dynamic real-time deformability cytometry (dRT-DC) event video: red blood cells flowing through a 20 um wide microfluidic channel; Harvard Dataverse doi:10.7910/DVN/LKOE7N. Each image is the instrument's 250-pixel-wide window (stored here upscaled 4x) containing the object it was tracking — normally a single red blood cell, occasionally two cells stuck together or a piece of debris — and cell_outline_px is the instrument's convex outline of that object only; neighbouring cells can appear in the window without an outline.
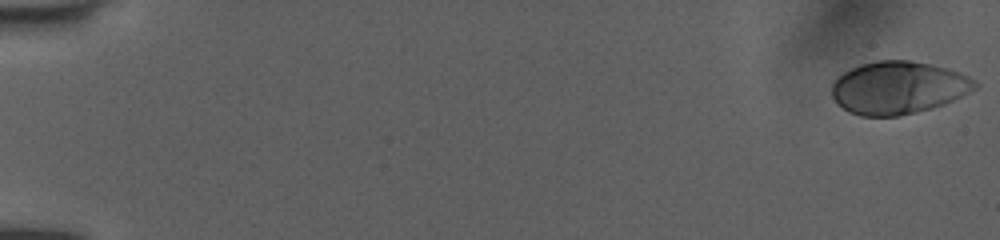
{"species": "human", "species_latin": "Homo sapiens", "temperature_condition": "room temperature", "stored_images_in_passage": 52, "camera_frame_rate_fps": 3000, "um_per_image_px": 0.085, "donor": {"sex": "female"}, "frame": {"image": 1, "passage_image": 1, "time_ms": 0.0, "image_size_px": [1000, 240], "cell_outline_px": [[980, 84], [976, 88], [944, 104], [932, 108], [900, 116], [860, 116], [848, 112], [832, 96], [832, 84], [844, 72], [860, 64], [876, 60], [908, 60], [948, 68], [960, 72], [968, 76]], "centroid_in_image_um": [76.36, 7.45], "position_along_channel_um": 8.6, "area_um2": 43.75}}
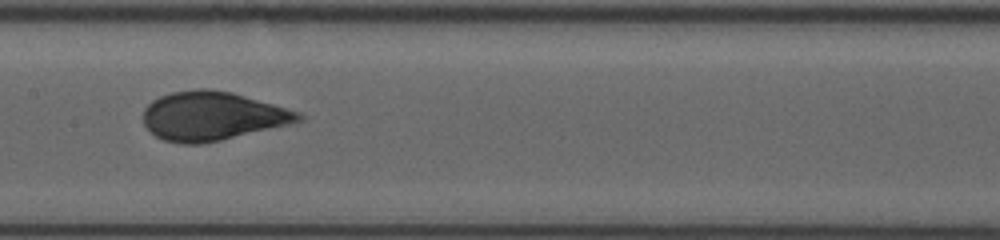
{"frame": {"image": 2, "passage_image": 28, "time_ms": 9.0, "image_size_px": [1000, 240], "cell_outline_px": [[304, 120], [288, 124], [220, 140], [200, 144], [180, 144], [164, 140], [156, 136], [144, 124], [144, 108], [152, 100], [160, 96], [172, 92], [196, 88], [208, 88], [232, 92], [300, 112], [304, 116]], "centroid_in_image_um": [18.03, 9.85], "position_along_channel_um": 189.4, "area_um2": 43.87}}
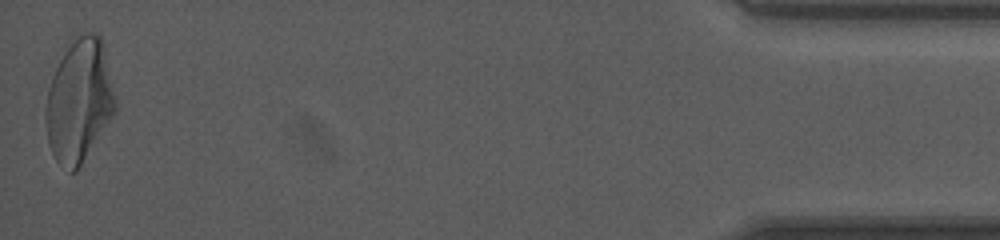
{"frame": {"image": 3, "passage_image": 52, "time_ms": 17.0, "image_size_px": [1000, 240], "cell_outline_px": [[116, 108], [112, 116], [76, 172], [72, 172], [56, 160], [48, 144], [44, 116], [48, 88], [52, 76], [72, 36], [84, 32], [96, 32], [104, 40], [116, 100]], "centroid_in_image_um": [6.73, 8.49], "position_along_channel_um": 428.5, "area_um2": 50.11}, "authors_computed_cell_mechanics": {"area_um2": 43.6679, "velocity_mm_per_s": 4.0044, "shape_relaxation_time_tau1_ms": 4.3067, "shape_relaxation_time_tau2_ms": null, "deformation_change_tau1": 0.1956, "deformation_change_tau2": null}}